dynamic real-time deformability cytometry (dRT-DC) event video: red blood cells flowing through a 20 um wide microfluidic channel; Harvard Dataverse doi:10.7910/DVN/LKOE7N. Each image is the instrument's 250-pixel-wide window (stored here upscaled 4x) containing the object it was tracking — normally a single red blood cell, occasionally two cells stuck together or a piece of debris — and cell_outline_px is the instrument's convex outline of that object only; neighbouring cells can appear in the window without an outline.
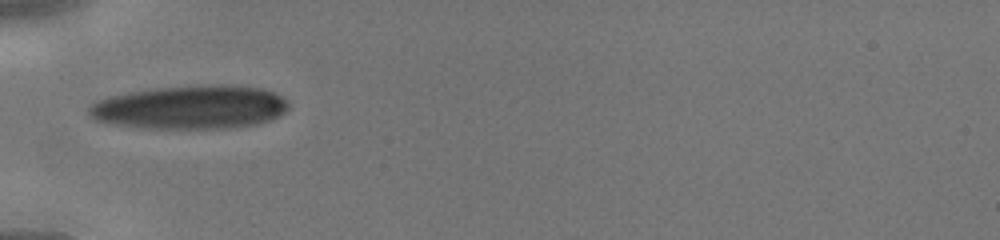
{"species": "human", "species_latin": "Homo sapiens", "temperature_condition": "cold", "stored_images_in_passage": 30, "camera_frame_rate_fps": 3000, "um_per_image_px": 0.085, "donor": {"sex": "male"}, "frame": {"image": 1, "passage_image": 1, "time_ms": 0.0, "image_size_px": [1000, 240], "cell_outline_px": [[288, 108], [280, 116], [272, 120], [260, 124], [228, 128], [140, 128], [116, 124], [96, 120], [88, 116], [88, 108], [96, 100], [108, 96], [128, 92], [156, 88], [220, 84], [232, 84], [264, 88], [288, 100]], "centroid_in_image_um": [16.21, 9.11], "position_along_channel_um": 68.8, "area_um2": 51.15}}
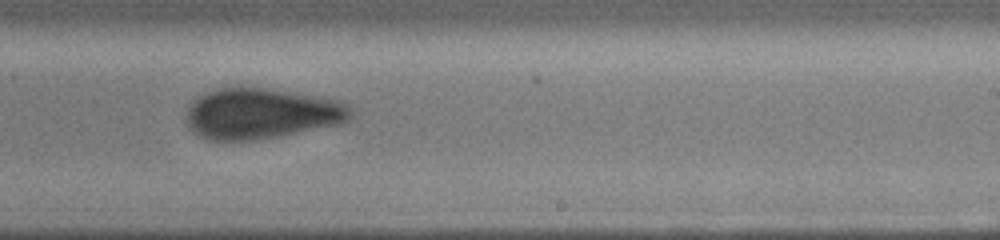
{"frame": {"image": 2, "passage_image": 14, "time_ms": 4.333, "image_size_px": [1000, 240], "cell_outline_px": [[352, 116], [348, 120], [340, 124], [280, 136], [252, 140], [208, 140], [200, 136], [188, 124], [184, 116], [192, 100], [208, 92], [220, 88], [264, 88], [324, 96], [340, 100], [348, 104], [352, 108]], "centroid_in_image_um": [22.27, 9.65], "position_along_channel_um": 266.7, "area_um2": 48.67}}
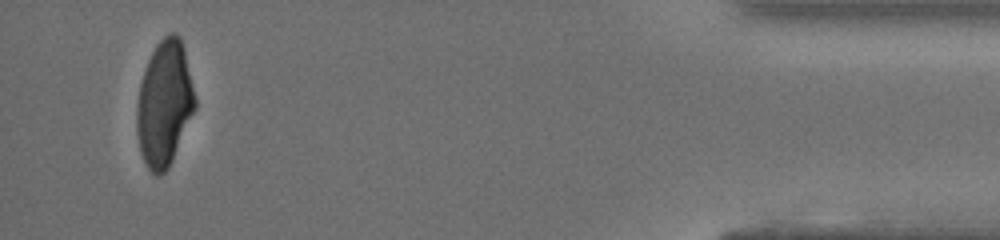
{"frame": {"image": 3, "passage_image": 28, "time_ms": 9.0, "image_size_px": [1000, 240], "cell_outline_px": [[196, 108], [172, 160], [168, 168], [160, 176], [156, 176], [148, 168], [140, 152], [136, 132], [136, 108], [140, 84], [148, 60], [156, 44], [168, 32], [176, 32], [180, 36], [184, 48], [196, 100]], "centroid_in_image_um": [13.97, 8.8], "position_along_channel_um": 421.2, "area_um2": 42.6}}